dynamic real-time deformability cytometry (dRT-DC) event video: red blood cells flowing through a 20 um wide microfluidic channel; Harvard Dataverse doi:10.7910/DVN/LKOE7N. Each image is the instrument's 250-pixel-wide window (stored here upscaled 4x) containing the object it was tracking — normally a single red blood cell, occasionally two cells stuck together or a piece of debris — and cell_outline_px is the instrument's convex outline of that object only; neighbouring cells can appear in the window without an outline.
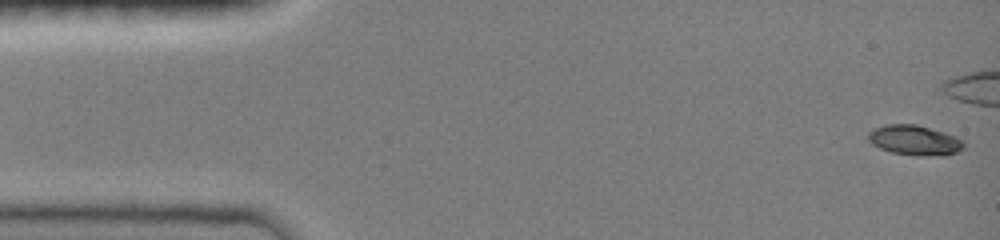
{"species": "common noctule bat (a hibernating species)", "species_latin": "Nyctalus noctula", "temperature_condition": "room temperature", "stored_images_in_passage": 20, "camera_frame_rate_fps": 3000, "um_per_image_px": 0.085, "animal": {"sex": "female", "body_mass_g": 19.0, "forearm_length_mm": 51.5}, "frame": {"image": 1, "passage_image": 1, "time_ms": 0.0, "image_size_px": [1000, 240], "cell_outline_px": [[964, 148], [956, 152], [944, 156], [920, 156], [892, 152], [880, 148], [872, 144], [868, 140], [868, 132], [876, 128], [888, 124], [916, 124], [944, 132], [956, 136], [964, 144]], "centroid_in_image_um": [77.75, 11.93], "position_along_channel_um": 7.3, "area_um2": 16.65}}